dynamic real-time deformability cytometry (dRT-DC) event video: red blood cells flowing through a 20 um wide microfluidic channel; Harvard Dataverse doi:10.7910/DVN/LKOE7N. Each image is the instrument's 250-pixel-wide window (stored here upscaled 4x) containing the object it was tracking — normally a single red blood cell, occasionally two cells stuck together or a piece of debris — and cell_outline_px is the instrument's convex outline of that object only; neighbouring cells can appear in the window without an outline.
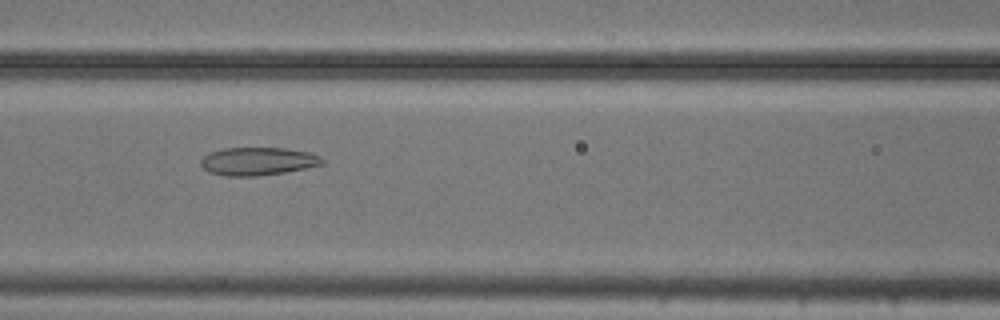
{"species": "common noctule bat (a hibernating species)", "species_latin": "Nyctalus noctula", "temperature_condition": "cold", "stored_images_in_passage": 40, "camera_frame_rate_fps": 3000, "um_per_image_px": 0.085, "animal": {"sex": "male", "body_mass_g": 20.5, "forearm_length_mm": 52.5}, "frame": {"image": 1, "passage_image": 9, "time_ms": 2.667, "image_size_px": [1000, 320], "cell_outline_px": [[324, 164], [284, 172], [256, 176], [224, 176], [208, 172], [200, 164], [200, 160], [208, 152], [224, 148], [284, 148], [308, 152], [320, 156], [324, 160]], "centroid_in_image_um": [21.88, 13.71], "position_along_channel_um": 144.7, "area_um2": 19.83}}
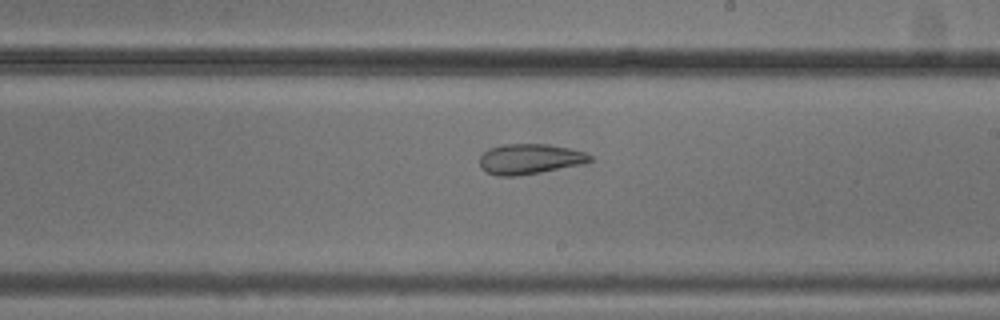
{"frame": {"image": 2, "passage_image": 17, "time_ms": 5.333, "image_size_px": [1000, 320], "cell_outline_px": [[592, 160], [584, 164], [540, 172], [516, 176], [496, 176], [484, 172], [480, 168], [480, 156], [488, 148], [500, 144], [548, 144], [568, 148], [584, 152], [592, 156]], "centroid_in_image_um": [44.99, 13.52], "position_along_channel_um": 244.0, "area_um2": 19.65}}
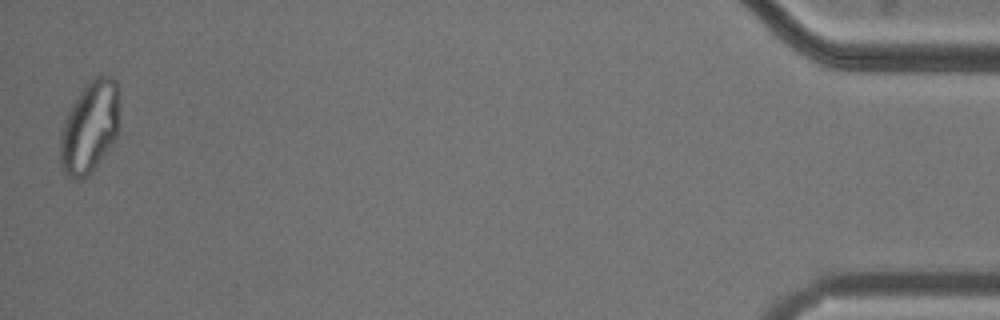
{"frame": {"image": 3, "passage_image": 39, "time_ms": 12.667, "image_size_px": [1000, 320], "cell_outline_px": [[120, 92], [116, 136], [108, 148], [88, 176], [84, 180], [76, 180], [68, 176], [64, 172], [60, 164], [60, 132], [64, 120], [76, 96], [84, 84], [92, 76], [112, 76], [116, 80]], "centroid_in_image_um": [7.61, 10.76], "position_along_channel_um": 427.6, "area_um2": 32.08}, "authors_computed_cell_mechanics": {"area_um2": 21.7617, "velocity_mm_per_s": 3.7309, "shape_relaxation_time_tau1_ms": null, "shape_relaxation_time_tau2_ms": 2.1052, "deformation_change_tau1": null, "deformation_change_tau2": 0.0814}}